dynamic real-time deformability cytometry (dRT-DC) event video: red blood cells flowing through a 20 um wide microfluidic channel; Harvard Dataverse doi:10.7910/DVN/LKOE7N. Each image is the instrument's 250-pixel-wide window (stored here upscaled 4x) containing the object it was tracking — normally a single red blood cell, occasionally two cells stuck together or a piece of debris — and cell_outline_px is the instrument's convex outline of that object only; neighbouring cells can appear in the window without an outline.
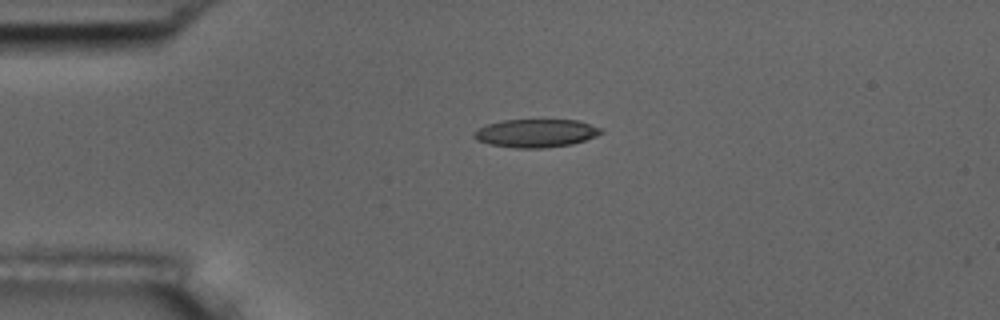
{"species": "common noctule bat (a hibernating species)", "species_latin": "Nyctalus noctula", "temperature_condition": "room temperature", "stored_images_in_passage": 2, "camera_frame_rate_fps": 3000, "um_per_image_px": 0.085, "animal": {"sex": "male", "body_mass_g": 17.5, "forearm_length_mm": 52.3}, "frame": {"image": 1, "passage_image": 1, "time_ms": 0.0, "image_size_px": [1000, 320], "cell_outline_px": [[604, 132], [596, 136], [572, 144], [544, 148], [516, 148], [488, 144], [476, 140], [472, 136], [480, 128], [488, 124], [504, 120], [576, 120], [604, 128]], "centroid_in_image_um": [45.58, 11.32], "position_along_channel_um": 39.4, "area_um2": 20.81}}